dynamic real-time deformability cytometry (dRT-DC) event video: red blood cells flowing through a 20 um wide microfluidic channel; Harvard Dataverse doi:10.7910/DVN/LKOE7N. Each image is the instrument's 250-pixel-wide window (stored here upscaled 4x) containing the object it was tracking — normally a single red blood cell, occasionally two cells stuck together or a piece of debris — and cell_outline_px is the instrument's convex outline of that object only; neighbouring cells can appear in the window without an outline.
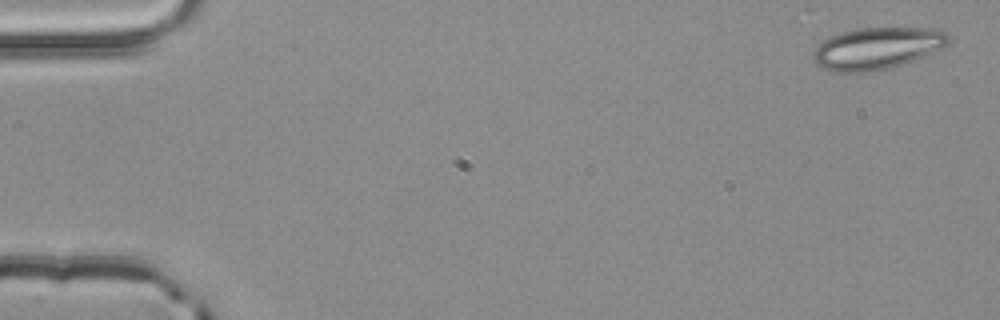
{"species": "common noctule bat (a hibernating species)", "species_latin": "Nyctalus noctula", "temperature_condition": "room temperature", "stored_images_in_passage": 3, "camera_frame_rate_fps": 3000, "um_per_image_px": 0.085, "animal": {"sex": "male", "body_mass_g": 20.4}, "frame": {"image": 1, "passage_image": 1, "time_ms": 0.0, "image_size_px": [1000, 320], "cell_outline_px": [[948, 44], [940, 48], [912, 60], [888, 68], [868, 72], [832, 72], [816, 64], [812, 60], [812, 52], [824, 40], [840, 32], [856, 28], [936, 28], [948, 32]], "centroid_in_image_um": [74.5, 4.1], "position_along_channel_um": 10.5, "area_um2": 32.77}}